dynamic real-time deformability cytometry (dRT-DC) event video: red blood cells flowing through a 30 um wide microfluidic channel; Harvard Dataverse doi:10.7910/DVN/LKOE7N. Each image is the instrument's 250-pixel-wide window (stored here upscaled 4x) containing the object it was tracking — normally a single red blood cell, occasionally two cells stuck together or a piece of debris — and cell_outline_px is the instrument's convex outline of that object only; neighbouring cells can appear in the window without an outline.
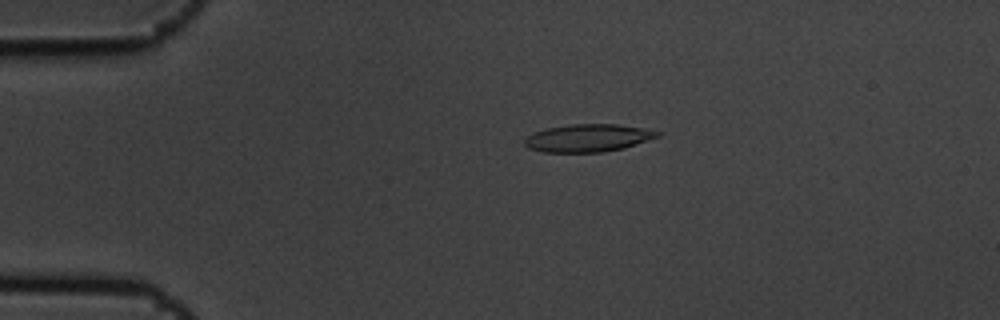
{"species": "common noctule bat (a hibernating species)", "species_latin": "Nyctalus noctula", "temperature_condition": "cold", "stored_images_in_passage": 2, "camera_frame_rate_fps": 3000, "um_per_image_px": 0.085, "animal": {"sex": "male", "body_mass_g": 19.5, "forearm_length_mm": 54.6}, "frame": {"image": 1, "passage_image": 1, "time_ms": 0.0, "image_size_px": [1000, 320], "cell_outline_px": [[660, 136], [624, 148], [604, 152], [544, 152], [528, 148], [524, 144], [524, 140], [532, 132], [548, 128], [572, 124], [616, 124], [640, 128], [660, 132]], "centroid_in_image_um": [49.95, 11.73], "position_along_channel_um": 35.1, "area_um2": 21.27}}